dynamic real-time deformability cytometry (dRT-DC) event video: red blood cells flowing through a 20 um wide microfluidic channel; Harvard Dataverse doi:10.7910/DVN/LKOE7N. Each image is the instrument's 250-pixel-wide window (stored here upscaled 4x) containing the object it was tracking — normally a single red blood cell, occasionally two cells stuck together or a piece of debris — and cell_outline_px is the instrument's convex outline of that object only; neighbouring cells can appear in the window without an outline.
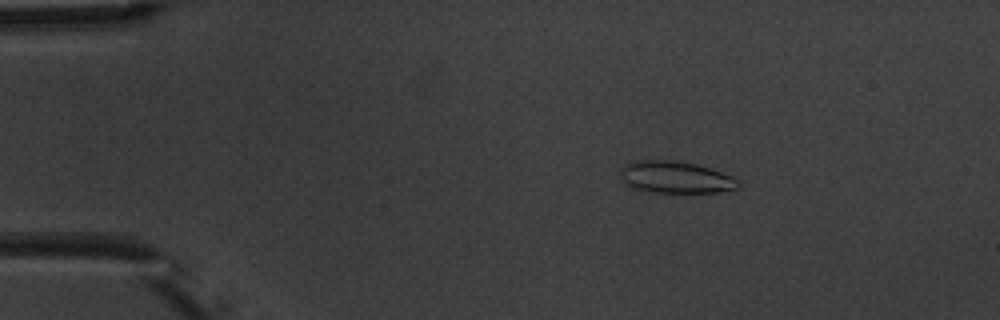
{"species": "common noctule bat (a hibernating species)", "species_latin": "Nyctalus noctula", "temperature_condition": "warm", "stored_images_in_passage": 5, "camera_frame_rate_fps": 3000, "um_per_image_px": 0.085, "animal": {"sex": "male", "body_mass_g": 20.1, "forearm_length_mm": 53.5}, "frame": {"image": 1, "passage_image": 3, "time_ms": 2.333, "image_size_px": [1000, 320], "cell_outline_px": [[740, 184], [736, 188], [720, 192], [652, 192], [632, 188], [620, 176], [620, 172], [624, 164], [636, 160], [676, 160], [696, 164], [732, 176], [740, 180]], "centroid_in_image_um": [57.42, 15.06], "position_along_channel_um": 27.6, "area_um2": 21.85}}